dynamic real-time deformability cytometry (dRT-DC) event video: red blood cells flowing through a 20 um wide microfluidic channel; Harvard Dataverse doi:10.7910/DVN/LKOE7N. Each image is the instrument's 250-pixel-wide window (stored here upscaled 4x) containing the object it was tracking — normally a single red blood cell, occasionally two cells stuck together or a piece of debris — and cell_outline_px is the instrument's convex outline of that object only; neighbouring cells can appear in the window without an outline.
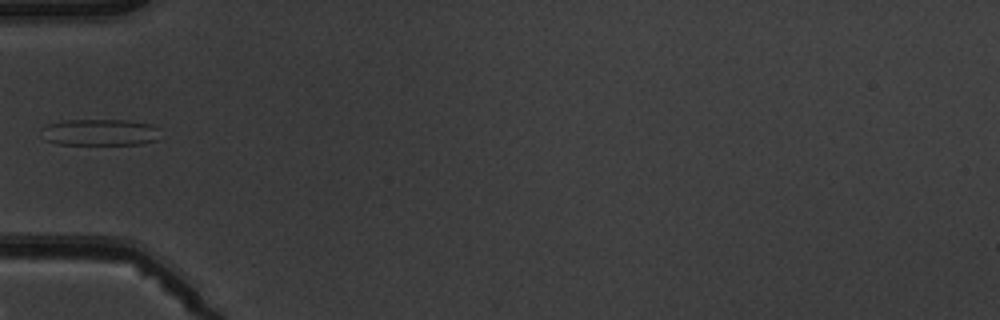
{"species": "common noctule bat (a hibernating species)", "species_latin": "Nyctalus noctula", "temperature_condition": "warm", "stored_images_in_passage": 6, "camera_frame_rate_fps": 3000, "um_per_image_px": 0.085, "animal": {"sex": "male", "body_mass_g": 19.5, "forearm_length_mm": 54.6}, "frame": {"image": 1, "passage_image": 6, "time_ms": 6.667, "image_size_px": [1000, 320], "cell_outline_px": [[160, 128], [156, 140], [140, 144], [56, 144], [44, 140], [40, 136], [40, 128], [48, 124], [64, 120], [128, 120], [152, 124]], "centroid_in_image_um": [8.44, 11.24], "position_along_channel_um": 76.6, "area_um2": 18.67}}